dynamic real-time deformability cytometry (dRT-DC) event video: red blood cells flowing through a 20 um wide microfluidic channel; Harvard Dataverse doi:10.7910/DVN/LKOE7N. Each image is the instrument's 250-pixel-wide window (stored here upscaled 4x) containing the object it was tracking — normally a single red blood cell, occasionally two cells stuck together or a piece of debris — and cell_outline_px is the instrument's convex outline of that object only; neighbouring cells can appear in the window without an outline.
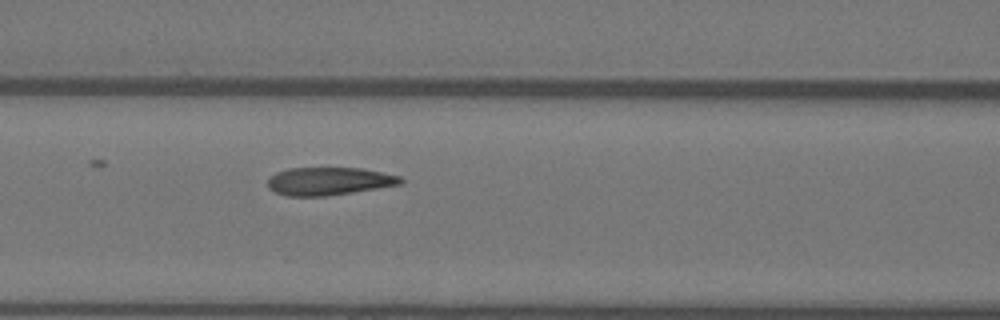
{"species": "Egyptian fruit bat (a non-hibernating species)", "species_latin": "Rousettus aegyptiacus", "temperature_condition": "warm", "stored_images_in_passage": 5, "camera_frame_rate_fps": 3000, "um_per_image_px": 0.085, "animal": {"sex": "female"}, "frame": {"image": 1, "passage_image": 5, "time_ms": 1.333, "image_size_px": [1000, 320], "cell_outline_px": [[404, 180], [400, 184], [328, 196], [288, 196], [276, 192], [268, 188], [268, 176], [276, 172], [288, 168], [360, 168], [400, 176]], "centroid_in_image_um": [27.91, 15.4], "position_along_channel_um": 138.7, "area_um2": 21.5}}